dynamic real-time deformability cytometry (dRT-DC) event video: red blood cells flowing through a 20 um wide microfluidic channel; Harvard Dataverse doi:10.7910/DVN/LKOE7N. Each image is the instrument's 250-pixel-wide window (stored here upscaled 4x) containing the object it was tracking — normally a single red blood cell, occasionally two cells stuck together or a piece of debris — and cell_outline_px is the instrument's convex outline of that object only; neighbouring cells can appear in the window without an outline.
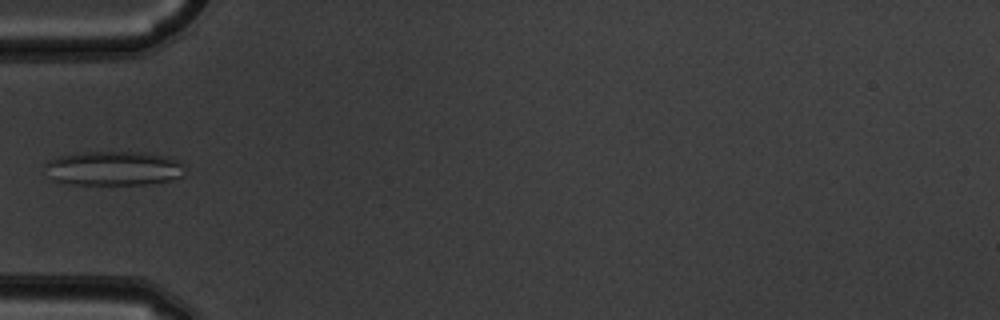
{"species": "common noctule bat (a hibernating species)", "species_latin": "Nyctalus noctula", "temperature_condition": "warm", "stored_images_in_passage": 4, "camera_frame_rate_fps": 3000, "um_per_image_px": 0.085, "animal": {"sex": "male", "body_mass_g": 19.5, "forearm_length_mm": 54.6}, "frame": {"image": 1, "passage_image": 4, "time_ms": 1.0, "image_size_px": [1000, 320], "cell_outline_px": [[184, 176], [172, 180], [144, 184], [60, 184], [52, 180], [44, 164], [48, 160], [56, 156], [84, 152], [144, 152], [168, 156], [180, 160], [184, 164]], "centroid_in_image_um": [9.67, 14.3], "position_along_channel_um": 75.3, "area_um2": 28.44}}